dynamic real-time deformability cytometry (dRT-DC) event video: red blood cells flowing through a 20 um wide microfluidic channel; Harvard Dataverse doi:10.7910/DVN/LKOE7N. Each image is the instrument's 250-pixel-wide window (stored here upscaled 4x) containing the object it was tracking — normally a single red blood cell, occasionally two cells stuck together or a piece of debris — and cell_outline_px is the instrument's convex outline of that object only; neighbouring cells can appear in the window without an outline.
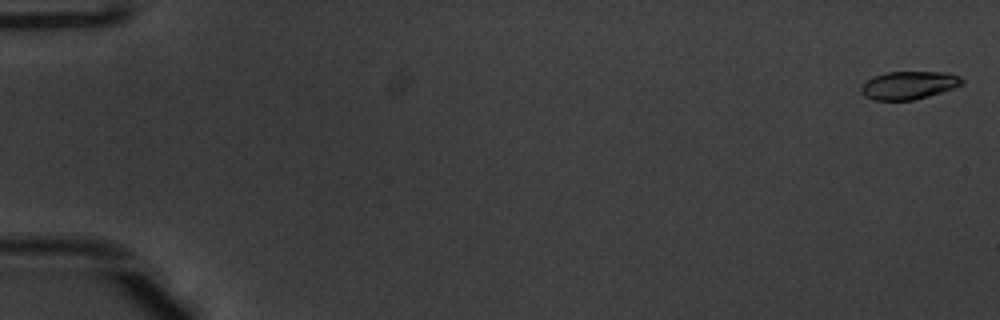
{"species": "common noctule bat (a hibernating species)", "species_latin": "Nyctalus noctula", "temperature_condition": "warm", "stored_images_in_passage": 49, "camera_frame_rate_fps": 3000, "um_per_image_px": 0.085, "animal": {"sex": "male", "body_mass_g": 20.1, "forearm_length_mm": 53.5}, "frame": {"image": 1, "passage_image": 1, "time_ms": 0.0, "image_size_px": [1000, 320], "cell_outline_px": [[964, 84], [928, 96], [912, 100], [872, 100], [864, 96], [860, 92], [860, 88], [872, 76], [888, 72], [948, 72], [960, 76], [964, 80]], "centroid_in_image_um": [77.24, 7.24], "position_along_channel_um": 7.8, "area_um2": 16.47}}
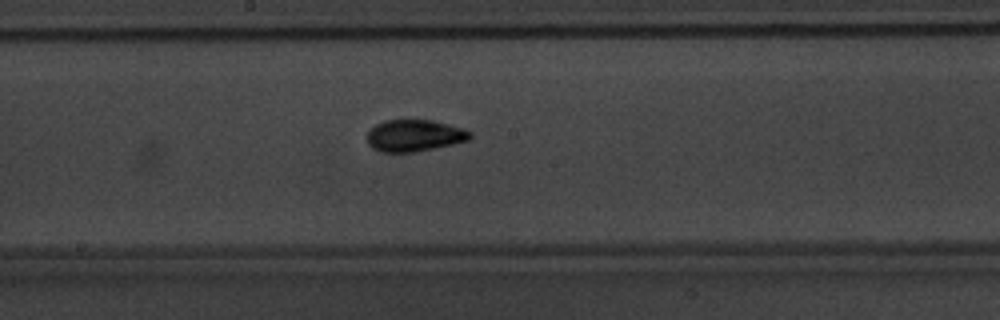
{"frame": {"image": 2, "passage_image": 29, "time_ms": 9.333, "image_size_px": [1000, 320], "cell_outline_px": [[472, 136], [468, 140], [452, 144], [416, 152], [380, 152], [372, 148], [368, 144], [368, 132], [376, 124], [384, 120], [432, 120], [464, 128], [472, 132]], "centroid_in_image_um": [35.23, 11.52], "position_along_channel_um": 213.0, "area_um2": 19.07}}
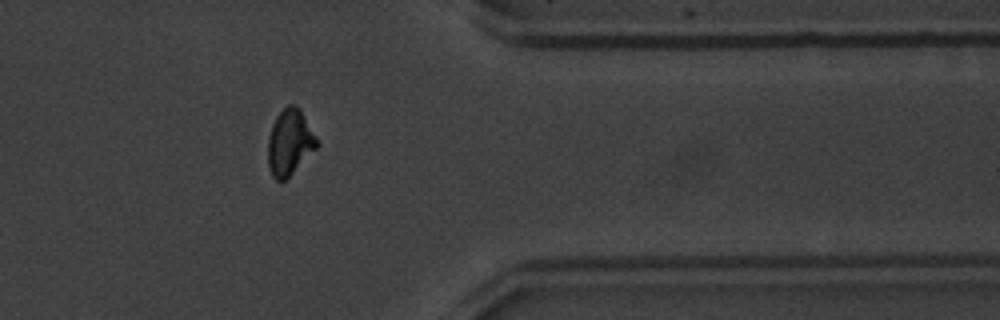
{"frame": {"image": 3, "passage_image": 43, "time_ms": 14.0, "image_size_px": [1000, 320], "cell_outline_px": [[320, 144], [284, 180], [276, 180], [272, 176], [268, 164], [268, 136], [272, 124], [276, 116], [288, 104], [292, 104], [300, 108]], "centroid_in_image_um": [24.61, 12.07], "position_along_channel_um": 386.8, "area_um2": 18.5}, "authors_computed_cell_mechanics": {"area_um2": 17.918, "velocity_mm_per_s": 3.9537, "shape_relaxation_time_tau1_ms": 2.9844, "shape_relaxation_time_tau2_ms": 1.6515, "deformation_change_tau1": 0.1595, "deformation_change_tau2": 0.074}}